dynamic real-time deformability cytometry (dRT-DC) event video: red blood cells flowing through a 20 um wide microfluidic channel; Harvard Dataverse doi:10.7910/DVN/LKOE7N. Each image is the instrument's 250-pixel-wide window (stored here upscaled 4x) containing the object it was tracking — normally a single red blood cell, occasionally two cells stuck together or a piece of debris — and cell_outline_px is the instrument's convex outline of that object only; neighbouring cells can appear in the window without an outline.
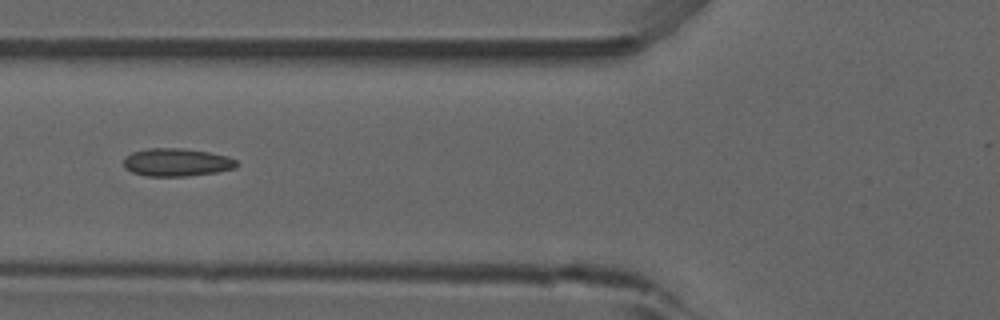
{"species": "common noctule bat (a hibernating species)", "species_latin": "Nyctalus noctula", "temperature_condition": "room temperature", "stored_images_in_passage": 37, "camera_frame_rate_fps": 3000, "um_per_image_px": 0.085, "animal": {"sex": "male", "forearm_length_mm": 52.5}, "frame": {"image": 1, "passage_image": 6, "time_ms": 1.667, "image_size_px": [1000, 320], "cell_outline_px": [[240, 164], [236, 168], [216, 172], [188, 176], [148, 176], [132, 172], [124, 168], [124, 156], [132, 152], [148, 148], [184, 148], [208, 152], [228, 156], [236, 160]], "centroid_in_image_um": [15.03, 13.79], "position_along_channel_um": 110.8, "area_um2": 18.55}}
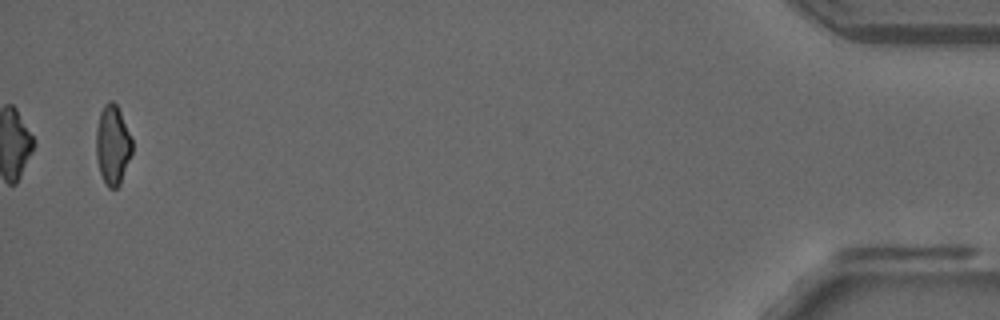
{"frame": {"image": 2, "passage_image": 37, "time_ms": 12.0, "image_size_px": [1000, 320], "cell_outline_px": [[132, 152], [120, 184], [116, 188], [108, 188], [100, 172], [96, 156], [96, 128], [100, 112], [104, 104], [108, 100], [112, 100], [116, 104], [120, 112], [132, 140]], "centroid_in_image_um": [9.56, 12.3], "position_along_channel_um": 425.6, "area_um2": 16.53}, "authors_computed_cell_mechanics": {"area_um2": 17.629, "velocity_mm_per_s": 3.9214, "shape_relaxation_time_tau1_ms": 9.8159, "shape_relaxation_time_tau2_ms": 2.021, "deformation_change_tau1": 0.201, "deformation_change_tau2": 0.1004}}